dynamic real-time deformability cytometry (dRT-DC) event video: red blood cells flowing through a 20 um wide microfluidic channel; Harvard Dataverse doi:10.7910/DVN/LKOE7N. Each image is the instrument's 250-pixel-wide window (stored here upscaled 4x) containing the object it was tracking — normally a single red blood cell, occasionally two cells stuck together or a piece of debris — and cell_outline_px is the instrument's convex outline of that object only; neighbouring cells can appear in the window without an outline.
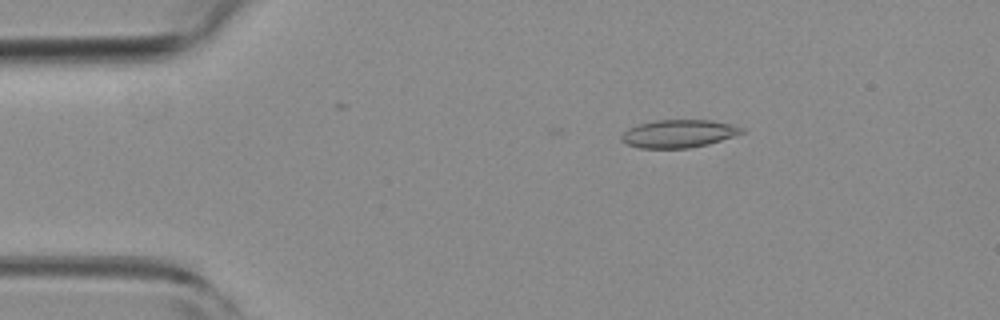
{"species": "common noctule bat (a hibernating species)", "species_latin": "Nyctalus noctula", "temperature_condition": "room temperature", "stored_images_in_passage": 3, "camera_frame_rate_fps": 3000, "um_per_image_px": 0.085, "animal": {"sex": "female", "body_mass_g": 19.3, "forearm_length_mm": 54.1}, "frame": {"image": 1, "passage_image": 3, "time_ms": 0.667, "image_size_px": [1000, 320], "cell_outline_px": [[744, 132], [708, 144], [688, 148], [640, 148], [628, 144], [620, 140], [620, 136], [628, 128], [652, 120], [712, 120], [732, 124], [744, 128]], "centroid_in_image_um": [57.66, 11.35], "position_along_channel_um": 27.3, "area_um2": 19.48}}